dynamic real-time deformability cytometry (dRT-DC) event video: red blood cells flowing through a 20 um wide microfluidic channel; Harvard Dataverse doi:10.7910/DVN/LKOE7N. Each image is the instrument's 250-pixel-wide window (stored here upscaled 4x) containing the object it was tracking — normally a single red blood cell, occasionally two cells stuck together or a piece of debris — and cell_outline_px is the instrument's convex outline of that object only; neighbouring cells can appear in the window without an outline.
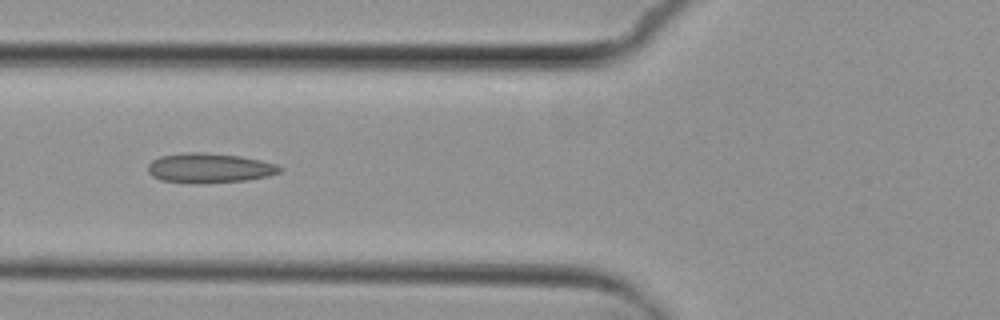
{"species": "common noctule bat (a hibernating species)", "species_latin": "Nyctalus noctula", "temperature_condition": "cold", "stored_images_in_passage": 10, "camera_frame_rate_fps": 3000, "um_per_image_px": 0.085, "animal": {"sex": "female", "body_mass_g": 29.2, "forearm_length_mm": 56.3}, "frame": {"image": 1, "passage_image": 7, "time_ms": 7.0, "image_size_px": [1000, 320], "cell_outline_px": [[284, 168], [280, 172], [268, 176], [248, 180], [208, 184], [188, 184], [160, 180], [152, 176], [148, 172], [148, 164], [152, 160], [160, 156], [184, 152], [204, 152], [240, 156], [260, 160], [276, 164]], "centroid_in_image_um": [17.78, 14.3], "position_along_channel_um": 108.0, "area_um2": 23.35}}
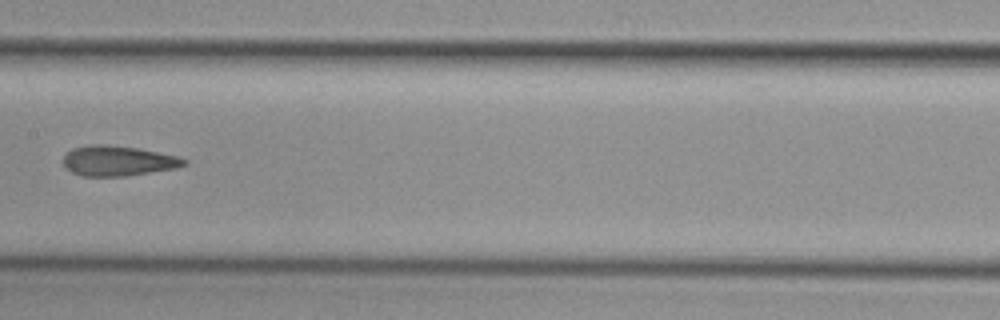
{"frame": {"image": 2, "passage_image": 9, "time_ms": 9.333, "image_size_px": [1000, 320], "cell_outline_px": [[188, 164], [176, 168], [124, 176], [80, 176], [64, 168], [64, 152], [72, 148], [88, 144], [104, 144], [136, 148], [180, 156], [188, 160]], "centroid_in_image_um": [10.01, 13.66], "position_along_channel_um": 197.4, "area_um2": 21.44}}
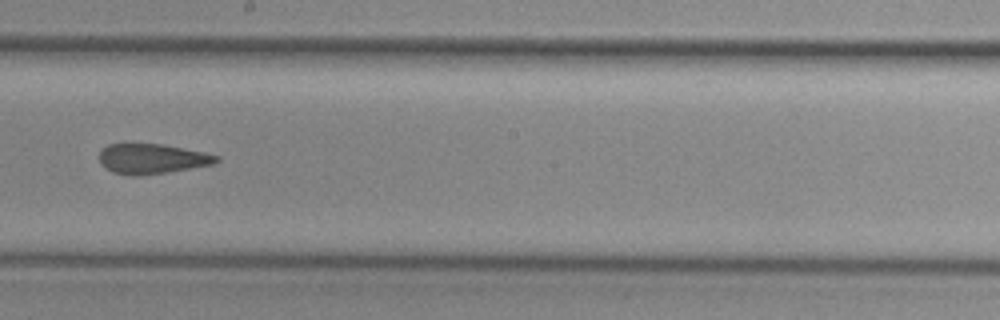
{"frame": {"image": 3, "passage_image": 10, "time_ms": 10.333, "image_size_px": [1000, 320], "cell_outline_px": [[220, 160], [212, 164], [140, 176], [132, 176], [112, 172], [104, 168], [100, 164], [100, 152], [108, 144], [160, 144], [204, 152], [220, 156]], "centroid_in_image_um": [12.88, 13.5], "position_along_channel_um": 235.3, "area_um2": 20.23}}